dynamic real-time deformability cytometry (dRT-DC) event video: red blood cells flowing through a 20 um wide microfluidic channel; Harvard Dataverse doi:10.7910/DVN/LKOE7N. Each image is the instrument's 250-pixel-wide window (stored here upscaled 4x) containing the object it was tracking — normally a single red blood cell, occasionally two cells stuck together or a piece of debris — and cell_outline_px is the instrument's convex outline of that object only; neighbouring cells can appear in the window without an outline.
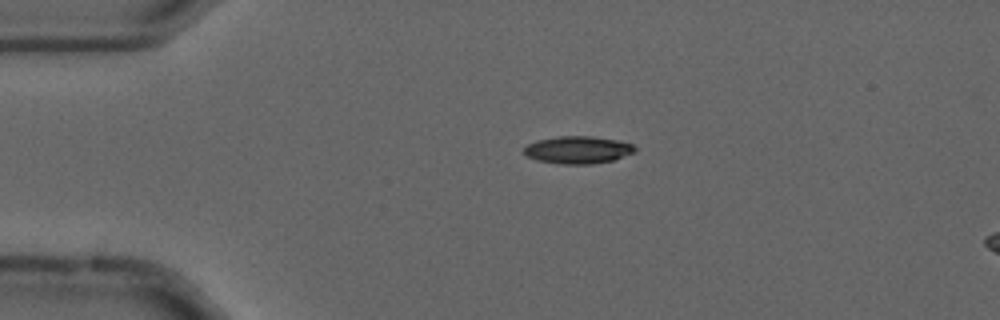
{"species": "common noctule bat (a hibernating species)", "species_latin": "Nyctalus noctula", "temperature_condition": "cold", "stored_images_in_passage": 21, "camera_frame_rate_fps": 3000, "um_per_image_px": 0.085, "animal": {"sex": "male", "forearm_length_mm": 52.5}, "frame": {"image": 1, "passage_image": 12, "time_ms": 3.667, "image_size_px": [1000, 320], "cell_outline_px": [[636, 152], [612, 160], [592, 164], [564, 164], [536, 160], [528, 156], [524, 152], [524, 148], [528, 144], [536, 140], [560, 136], [592, 136], [616, 140], [632, 144], [636, 148]], "centroid_in_image_um": [49.13, 12.73], "position_along_channel_um": 35.9, "area_um2": 17.63}}
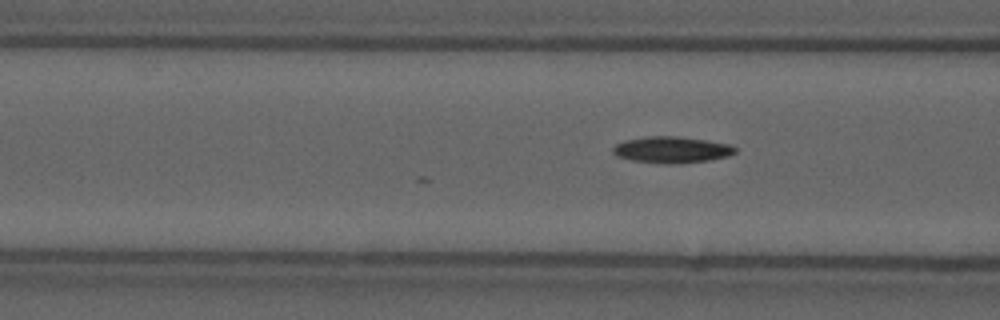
{"frame": {"image": 2, "passage_image": 21, "time_ms": 6.667, "image_size_px": [1000, 320], "cell_outline_px": [[736, 152], [728, 156], [712, 160], [676, 164], [664, 164], [632, 160], [620, 156], [612, 152], [612, 148], [616, 144], [624, 140], [648, 136], [676, 136], [704, 140], [728, 144], [736, 148]], "centroid_in_image_um": [57.1, 12.73], "position_along_channel_um": 109.5, "area_um2": 18.73}}